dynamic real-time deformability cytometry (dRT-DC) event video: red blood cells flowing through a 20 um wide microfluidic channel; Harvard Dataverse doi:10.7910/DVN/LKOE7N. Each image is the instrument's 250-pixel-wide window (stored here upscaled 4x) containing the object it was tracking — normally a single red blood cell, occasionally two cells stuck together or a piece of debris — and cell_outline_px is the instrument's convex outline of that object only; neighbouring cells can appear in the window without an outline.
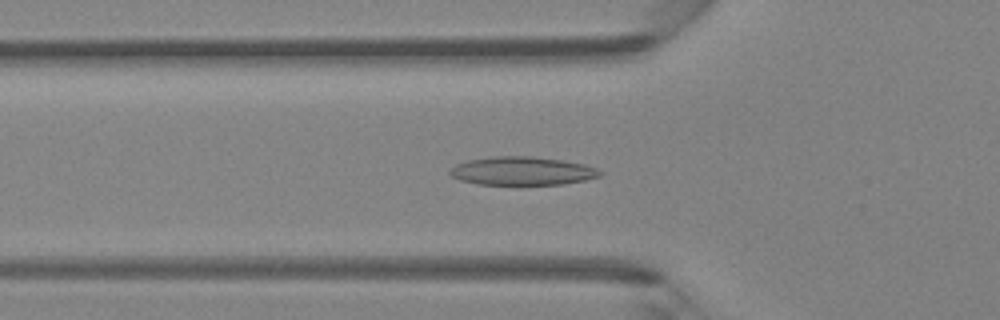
{"species": "Egyptian fruit bat (a non-hibernating species)", "species_latin": "Rousettus aegyptiacus", "temperature_condition": "room temperature", "stored_images_in_passage": 45, "camera_frame_rate_fps": 3000, "um_per_image_px": 0.085, "animal": {"sex": "female"}, "frame": {"image": 1, "passage_image": 15, "time_ms": 4.667, "image_size_px": [1000, 320], "cell_outline_px": [[604, 172], [600, 176], [584, 180], [564, 184], [476, 184], [460, 180], [452, 176], [448, 172], [456, 164], [468, 160], [496, 156], [528, 156], [564, 160], [584, 164], [596, 168]], "centroid_in_image_um": [44.4, 14.53], "position_along_channel_um": 81.4, "area_um2": 24.74}}
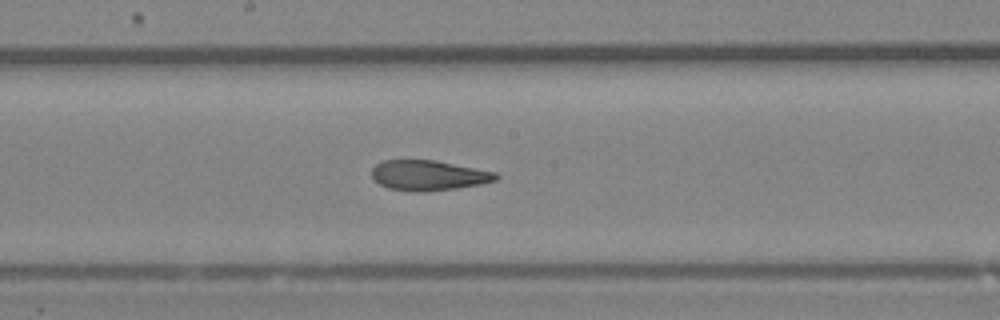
{"frame": {"image": 2, "passage_image": 24, "time_ms": 7.667, "image_size_px": [1000, 320], "cell_outline_px": [[500, 176], [496, 180], [480, 184], [456, 188], [428, 192], [416, 192], [388, 188], [380, 184], [372, 176], [372, 168], [376, 164], [384, 160], [436, 160], [496, 172]], "centroid_in_image_um": [36.43, 14.91], "position_along_channel_um": 211.8, "area_um2": 21.85}}
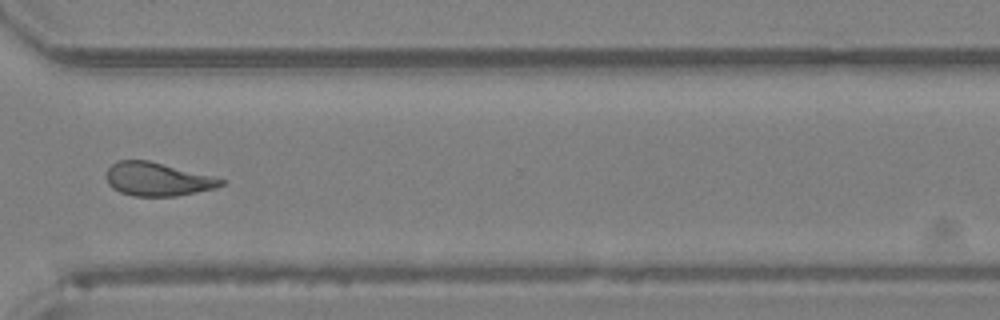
{"frame": {"image": 3, "passage_image": 34, "time_ms": 11.0, "image_size_px": [1000, 320], "cell_outline_px": [[224, 184], [216, 188], [176, 196], [132, 196], [120, 192], [112, 188], [108, 184], [108, 168], [116, 160], [148, 160], [212, 176], [224, 180]], "centroid_in_image_um": [13.37, 15.24], "position_along_channel_um": 357.2, "area_um2": 22.14}, "authors_computed_cell_mechanics": {"area_um2": 23.0044, "velocity_mm_per_s": 4.3546, "shape_relaxation_time_tau1_ms": null, "shape_relaxation_time_tau2_ms": 2.7978, "deformation_change_tau1": null, "deformation_change_tau2": 0.0944}}